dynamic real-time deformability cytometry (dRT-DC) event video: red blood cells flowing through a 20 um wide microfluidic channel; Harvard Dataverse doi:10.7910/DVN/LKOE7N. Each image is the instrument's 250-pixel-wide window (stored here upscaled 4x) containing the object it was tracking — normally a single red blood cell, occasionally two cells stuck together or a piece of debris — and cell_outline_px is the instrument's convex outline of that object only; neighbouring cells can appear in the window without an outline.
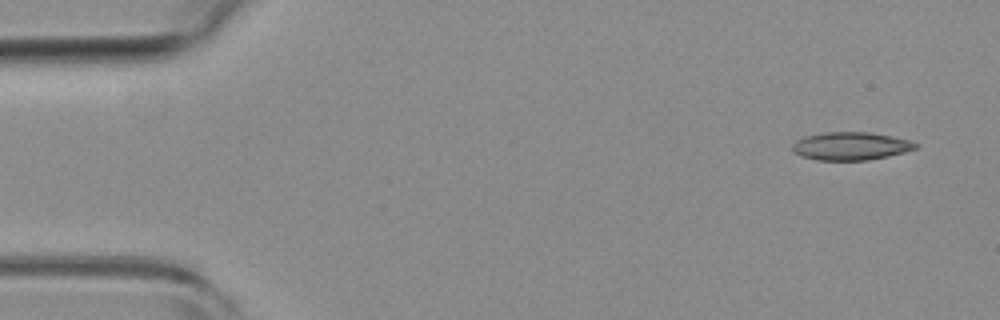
{"species": "common noctule bat (a hibernating species)", "species_latin": "Nyctalus noctula", "temperature_condition": "room temperature", "stored_images_in_passage": 52, "camera_frame_rate_fps": 3000, "um_per_image_px": 0.085, "animal": {"sex": "female", "body_mass_g": 19.3, "forearm_length_mm": 54.1}, "frame": {"image": 1, "passage_image": 1, "time_ms": 0.0, "image_size_px": [1000, 320], "cell_outline_px": [[920, 144], [916, 148], [904, 152], [888, 156], [868, 160], [816, 160], [804, 156], [796, 152], [792, 148], [792, 144], [796, 140], [804, 136], [824, 132], [868, 132], [892, 136], [912, 140]], "centroid_in_image_um": [72.35, 12.4], "position_along_channel_um": 12.6, "area_um2": 20.11}}
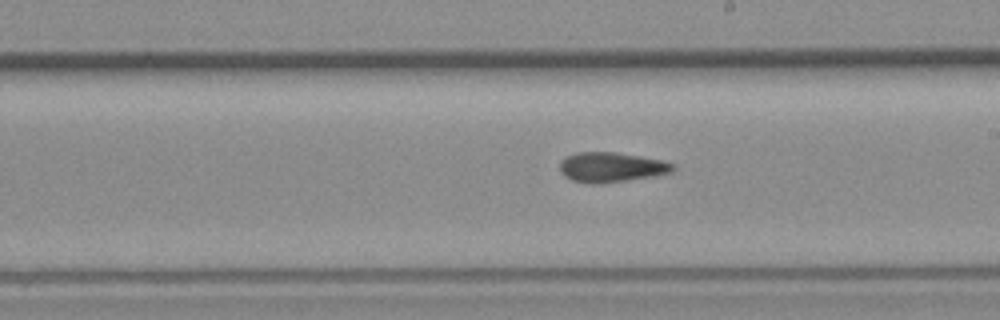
{"frame": {"image": 2, "passage_image": 28, "time_ms": 9.0, "image_size_px": [1000, 320], "cell_outline_px": [[676, 168], [672, 172], [656, 176], [600, 184], [592, 184], [572, 180], [564, 176], [560, 172], [560, 160], [576, 152], [616, 152], [660, 160], [676, 164]], "centroid_in_image_um": [51.97, 14.22], "position_along_channel_um": 237.0, "area_um2": 19.83}}
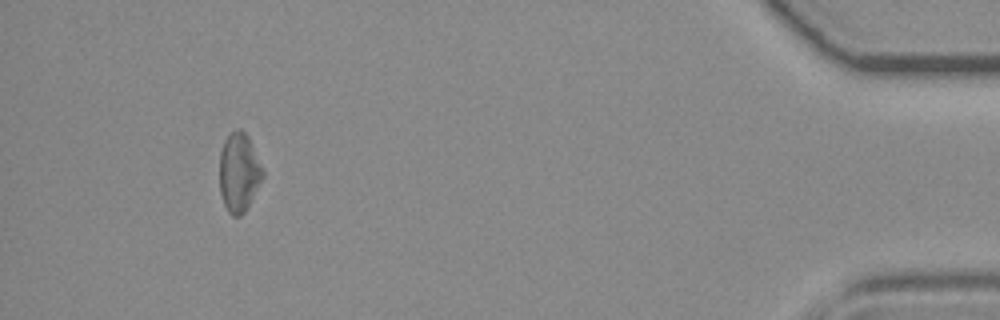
{"frame": {"image": 3, "passage_image": 48, "time_ms": 15.667, "image_size_px": [1000, 320], "cell_outline_px": [[264, 176], [244, 212], [240, 216], [232, 216], [228, 212], [224, 204], [220, 192], [220, 152], [224, 140], [236, 128], [240, 128], [248, 136], [252, 144], [264, 172]], "centroid_in_image_um": [20.3, 14.64], "position_along_channel_um": 414.9, "area_um2": 19.71}, "authors_computed_cell_mechanics": {"area_um2": 19.9121, "velocity_mm_per_s": 3.769, "shape_relaxation_time_tau1_ms": null, "shape_relaxation_time_tau2_ms": 10.8846, "deformation_change_tau1": null, "deformation_change_tau2": 0.2115}}